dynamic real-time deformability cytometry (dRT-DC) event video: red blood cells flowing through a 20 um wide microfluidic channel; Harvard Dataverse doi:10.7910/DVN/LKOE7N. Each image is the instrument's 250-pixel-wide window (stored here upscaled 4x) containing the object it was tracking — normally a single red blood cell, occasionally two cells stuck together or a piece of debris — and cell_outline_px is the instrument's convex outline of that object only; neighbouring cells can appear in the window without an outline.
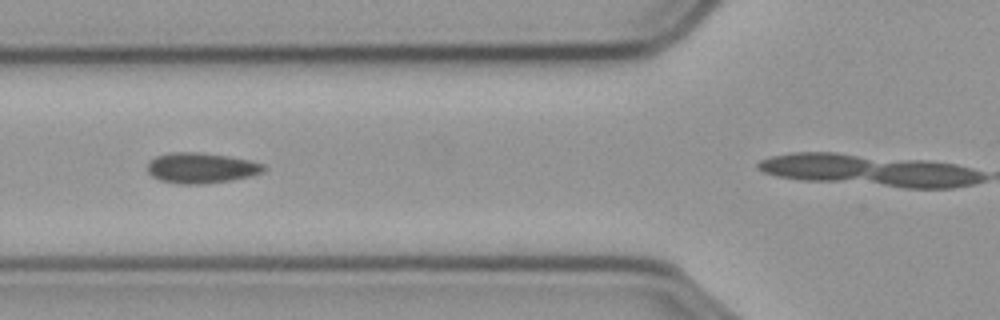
{"species": "common noctule bat (a hibernating species)", "species_latin": "Nyctalus noctula", "temperature_condition": "cold", "stored_images_in_passage": 10, "camera_frame_rate_fps": 3000, "um_per_image_px": 0.085, "animal": {"sex": "male", "body_mass_g": 23.1, "forearm_length_mm": 52.7}, "frame": {"image": 1, "passage_image": 7, "time_ms": 2.0, "image_size_px": [1000, 320], "cell_outline_px": [[268, 168], [264, 172], [232, 180], [200, 184], [180, 184], [160, 180], [152, 176], [148, 172], [148, 160], [156, 156], [168, 152], [196, 152], [228, 156], [248, 160], [264, 164]], "centroid_in_image_um": [17.09, 14.27], "position_along_channel_um": 108.7, "area_um2": 20.69}}